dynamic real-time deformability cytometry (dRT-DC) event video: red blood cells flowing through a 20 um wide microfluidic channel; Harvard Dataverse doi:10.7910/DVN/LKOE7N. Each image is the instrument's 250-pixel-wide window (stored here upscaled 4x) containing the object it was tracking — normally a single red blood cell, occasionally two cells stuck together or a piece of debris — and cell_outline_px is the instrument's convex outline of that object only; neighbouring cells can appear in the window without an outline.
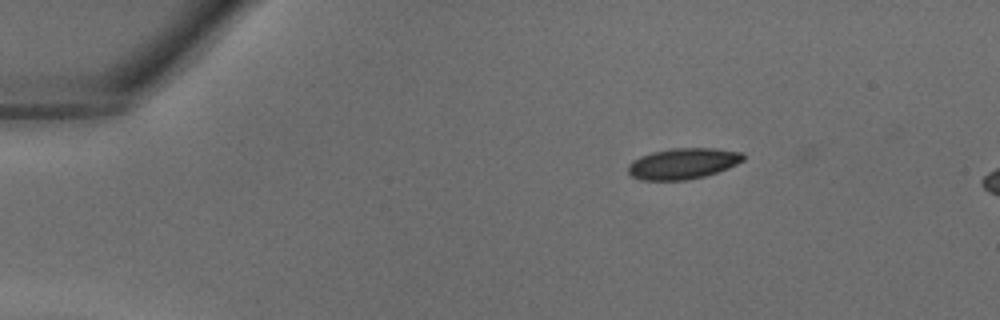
{"species": "common noctule bat (a hibernating species)", "species_latin": "Nyctalus noctula", "temperature_condition": "warm", "stored_images_in_passage": 2, "camera_frame_rate_fps": 3000, "um_per_image_px": 0.085, "animal": {"sex": "male", "body_mass_g": 18.8}, "frame": {"image": 1, "passage_image": 1, "time_ms": 0.0, "image_size_px": [1000, 320], "cell_outline_px": [[744, 160], [728, 168], [704, 176], [688, 180], [640, 180], [632, 176], [628, 172], [628, 164], [632, 160], [640, 156], [652, 152], [672, 148], [716, 148], [740, 152], [744, 156]], "centroid_in_image_um": [58.02, 13.9], "position_along_channel_um": 27.0, "area_um2": 20.75}}